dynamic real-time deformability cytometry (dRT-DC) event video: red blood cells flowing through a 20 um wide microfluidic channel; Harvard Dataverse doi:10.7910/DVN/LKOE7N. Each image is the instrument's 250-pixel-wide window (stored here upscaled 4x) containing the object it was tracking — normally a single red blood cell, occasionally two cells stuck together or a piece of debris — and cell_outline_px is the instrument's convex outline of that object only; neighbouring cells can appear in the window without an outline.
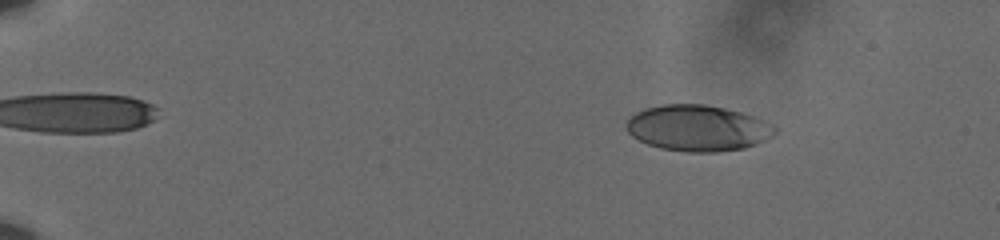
{"species": "human", "species_latin": "Homo sapiens", "temperature_condition": "cold", "stored_images_in_passage": 61, "camera_frame_rate_fps": 3000, "um_per_image_px": 0.085, "donor": {"sex": "male"}, "frame": {"image": 1, "passage_image": 11, "time_ms": 3.333, "image_size_px": [1000, 240], "cell_outline_px": [[776, 132], [772, 136], [756, 144], [744, 148], [716, 152], [688, 152], [660, 148], [648, 144], [632, 136], [628, 132], [628, 120], [636, 112], [644, 108], [664, 104], [704, 104], [724, 108], [740, 112], [752, 116], [772, 124], [776, 128]], "centroid_in_image_um": [59.31, 10.89], "position_along_channel_um": 25.7, "area_um2": 39.54}}
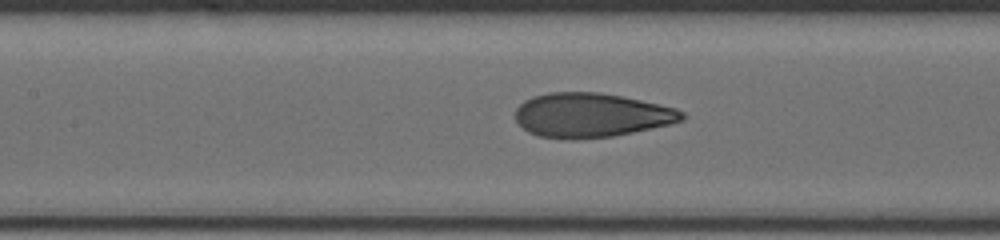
{"frame": {"image": 2, "passage_image": 32, "time_ms": 10.333, "image_size_px": [1000, 240], "cell_outline_px": [[688, 116], [684, 120], [668, 124], [632, 132], [612, 136], [572, 140], [536, 136], [528, 132], [516, 120], [516, 108], [524, 100], [532, 96], [548, 92], [600, 92], [640, 100], [676, 108], [684, 112]], "centroid_in_image_um": [50.23, 9.79], "position_along_channel_um": 157.2, "area_um2": 43.06}}
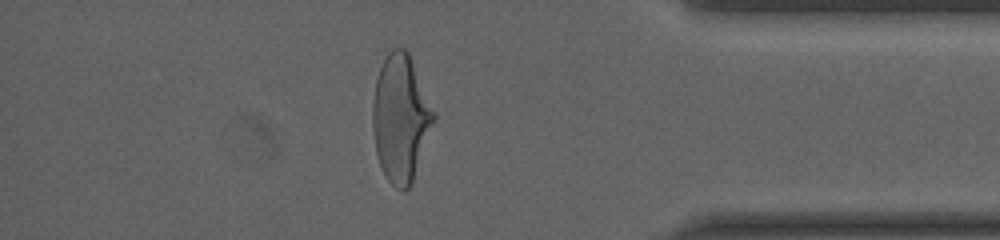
{"frame": {"image": 3, "passage_image": 54, "time_ms": 17.667, "image_size_px": [1000, 240], "cell_outline_px": [[436, 116], [412, 184], [404, 192], [396, 188], [384, 176], [376, 152], [372, 128], [372, 104], [376, 80], [380, 68], [388, 52], [392, 48], [404, 48], [408, 52], [412, 60], [436, 112]], "centroid_in_image_um": [34.06, 10.06], "position_along_channel_um": 401.1, "area_um2": 45.32}, "authors_computed_cell_mechanics": {"area_um2": 42.4252, "velocity_mm_per_s": 3.6102, "shape_relaxation_time_tau1_ms": 4.4734, "shape_relaxation_time_tau2_ms": 0.9643, "deformation_change_tau1": 0.1896, "deformation_change_tau2": 0.0816}}